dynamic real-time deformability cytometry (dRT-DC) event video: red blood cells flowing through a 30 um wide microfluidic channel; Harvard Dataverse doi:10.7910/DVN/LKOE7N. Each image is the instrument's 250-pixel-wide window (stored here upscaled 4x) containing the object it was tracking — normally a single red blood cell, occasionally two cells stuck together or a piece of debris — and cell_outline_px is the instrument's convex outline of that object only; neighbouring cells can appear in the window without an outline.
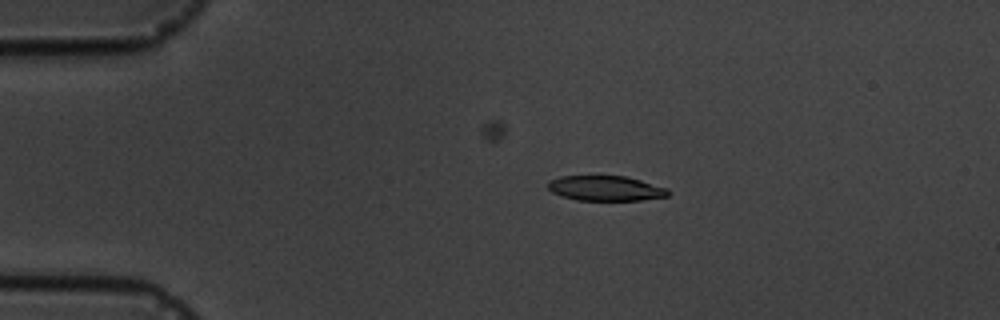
{"species": "common noctule bat (a hibernating species)", "species_latin": "Nyctalus noctula", "temperature_condition": "cold", "stored_images_in_passage": 7, "camera_frame_rate_fps": 3000, "um_per_image_px": 0.085, "animal": {"sex": "male", "body_mass_g": 19.5, "forearm_length_mm": 54.6}, "frame": {"image": 1, "passage_image": 1, "time_ms": 0.0, "image_size_px": [1000, 320], "cell_outline_px": [[668, 196], [640, 200], [576, 200], [552, 192], [548, 188], [548, 180], [560, 176], [624, 176], [640, 180], [668, 188]], "centroid_in_image_um": [51.46, 16.0], "position_along_channel_um": 33.5, "area_um2": 17.4}}
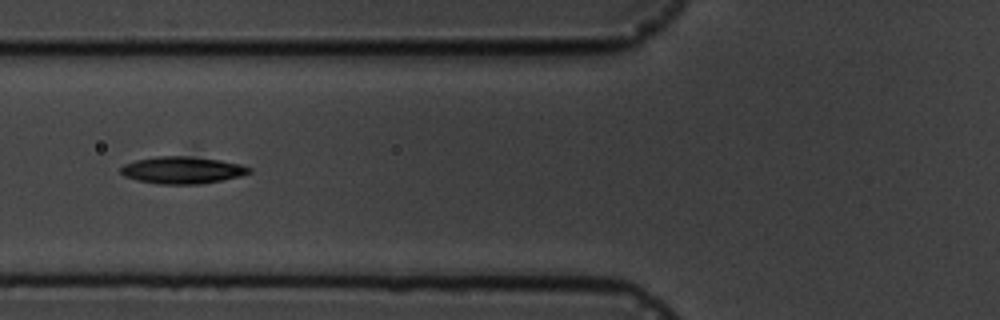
{"frame": {"image": 2, "passage_image": 4, "time_ms": 3.333, "image_size_px": [1000, 320], "cell_outline_px": [[252, 172], [240, 176], [200, 184], [160, 184], [136, 180], [124, 176], [120, 172], [120, 168], [124, 164], [136, 160], [156, 156], [196, 156], [220, 160], [240, 164], [252, 168]], "centroid_in_image_um": [15.49, 14.45], "position_along_channel_um": 110.3, "area_um2": 20.35}}
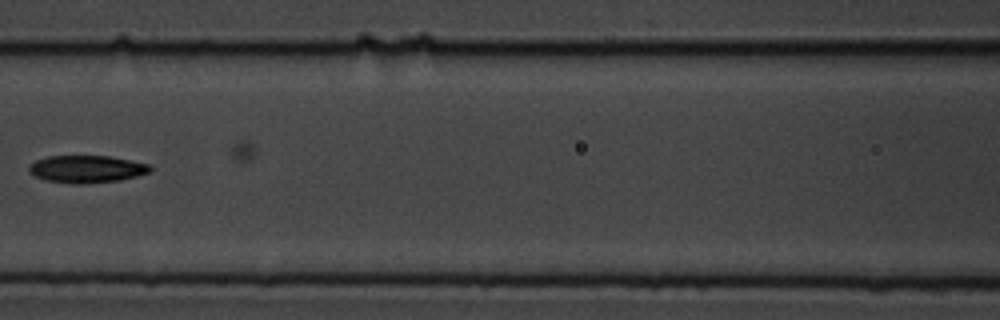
{"frame": {"image": 3, "passage_image": 5, "time_ms": 4.667, "image_size_px": [1000, 320], "cell_outline_px": [[152, 172], [120, 180], [84, 184], [72, 184], [48, 180], [36, 176], [28, 172], [28, 168], [36, 160], [48, 156], [108, 156], [148, 164], [152, 168]], "centroid_in_image_um": [7.38, 14.37], "position_along_channel_um": 159.2, "area_um2": 19.19}}